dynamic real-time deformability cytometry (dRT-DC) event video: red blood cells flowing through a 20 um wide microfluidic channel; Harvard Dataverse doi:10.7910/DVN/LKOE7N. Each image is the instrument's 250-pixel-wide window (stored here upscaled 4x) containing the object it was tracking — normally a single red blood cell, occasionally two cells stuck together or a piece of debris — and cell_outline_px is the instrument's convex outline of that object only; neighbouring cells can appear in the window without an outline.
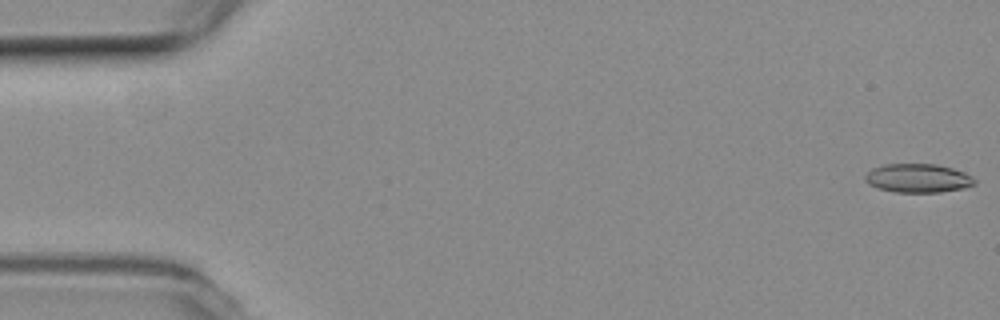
{"species": "common noctule bat (a hibernating species)", "species_latin": "Nyctalus noctula", "temperature_condition": "room temperature", "stored_images_in_passage": 8, "camera_frame_rate_fps": 3000, "um_per_image_px": 0.085, "animal": {"sex": "female", "body_mass_g": 19.3, "forearm_length_mm": 54.1}, "frame": {"image": 1, "passage_image": 1, "time_ms": 0.0, "image_size_px": [1000, 320], "cell_outline_px": [[976, 184], [964, 188], [940, 192], [896, 192], [876, 188], [868, 184], [864, 180], [864, 176], [872, 168], [884, 164], [936, 164], [952, 168], [964, 172], [976, 180]], "centroid_in_image_um": [78.0, 15.15], "position_along_channel_um": 7.0, "area_um2": 18.44}}